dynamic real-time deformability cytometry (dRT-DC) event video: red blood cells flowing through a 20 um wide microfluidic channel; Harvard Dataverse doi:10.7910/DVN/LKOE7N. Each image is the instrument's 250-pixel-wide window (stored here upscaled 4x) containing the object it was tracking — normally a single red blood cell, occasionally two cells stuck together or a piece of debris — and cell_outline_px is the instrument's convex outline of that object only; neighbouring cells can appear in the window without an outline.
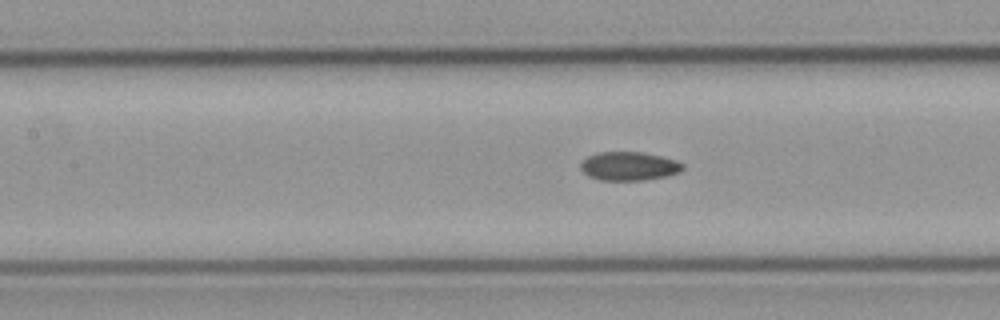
{"species": "common noctule bat (a hibernating species)", "species_latin": "Nyctalus noctula", "temperature_condition": "cold", "stored_images_in_passage": 13, "camera_frame_rate_fps": 3000, "um_per_image_px": 0.085, "animal": {"sex": "male", "body_mass_g": 23.1, "forearm_length_mm": 52.7}, "frame": {"image": 1, "passage_image": 11, "time_ms": 3.333, "image_size_px": [1000, 320], "cell_outline_px": [[684, 168], [680, 172], [668, 176], [644, 180], [600, 180], [588, 176], [580, 168], [580, 164], [588, 156], [600, 152], [640, 152], [660, 156], [676, 160], [684, 164]], "centroid_in_image_um": [53.48, 14.13], "position_along_channel_um": 153.9, "area_um2": 17.05}}